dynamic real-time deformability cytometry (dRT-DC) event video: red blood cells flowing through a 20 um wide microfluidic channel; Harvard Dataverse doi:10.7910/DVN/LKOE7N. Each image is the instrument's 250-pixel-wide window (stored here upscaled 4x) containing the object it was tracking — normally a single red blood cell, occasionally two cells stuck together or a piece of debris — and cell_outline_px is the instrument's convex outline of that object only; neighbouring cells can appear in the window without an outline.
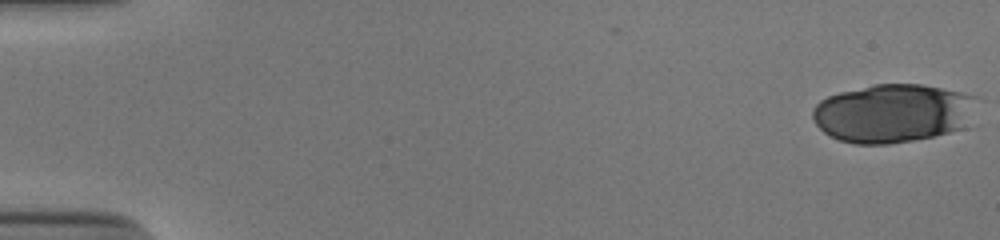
{"species": "human", "species_latin": "Homo sapiens", "temperature_condition": "cold", "stored_images_in_passage": 53, "camera_frame_rate_fps": 3000, "um_per_image_px": 0.085, "donor": {"sex": "male"}, "frame": {"image": 1, "passage_image": 1, "time_ms": 0.0, "image_size_px": [1000, 240], "cell_outline_px": [[976, 96], [968, 128], [932, 136], [912, 140], [888, 144], [856, 144], [840, 140], [824, 132], [816, 124], [812, 116], [812, 108], [820, 100], [828, 96], [840, 92], [872, 84], [924, 84], [960, 92]], "centroid_in_image_um": [75.89, 9.62], "position_along_channel_um": 9.1, "area_um2": 56.18}}
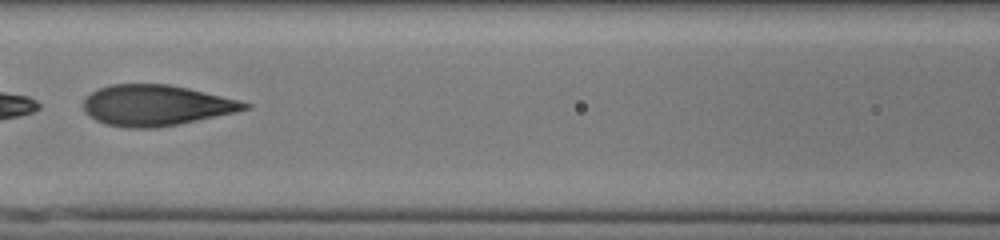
{"frame": {"image": 2, "passage_image": 26, "time_ms": 8.333, "image_size_px": [1000, 240], "cell_outline_px": [[252, 108], [236, 112], [156, 128], [128, 128], [108, 124], [96, 120], [84, 108], [84, 100], [92, 92], [100, 88], [112, 84], [168, 84], [188, 88], [240, 100], [252, 104]], "centroid_in_image_um": [13.31, 8.95], "position_along_channel_um": 153.3, "area_um2": 37.86}}
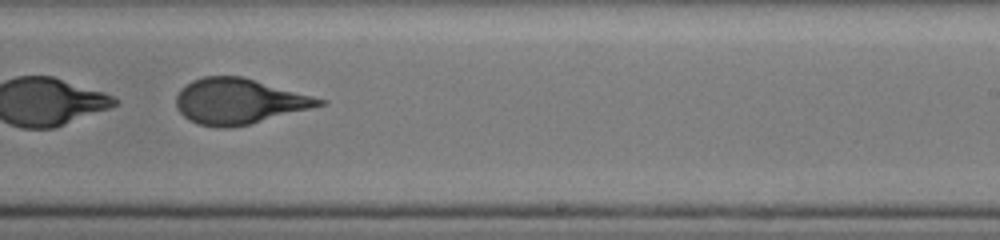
{"frame": {"image": 3, "passage_image": 35, "time_ms": 11.333, "image_size_px": [1000, 240], "cell_outline_px": [[328, 104], [248, 124], [228, 128], [216, 128], [196, 124], [188, 120], [176, 108], [176, 96], [180, 88], [192, 80], [204, 76], [240, 76], [328, 100]], "centroid_in_image_um": [20.28, 8.62], "position_along_channel_um": 268.7, "area_um2": 37.92}, "authors_computed_cell_mechanics": {"area_um2": 42.0206, "velocity_mm_per_s": 3.8572, "shape_relaxation_time_tau1_ms": 4.3697, "shape_relaxation_time_tau2_ms": 1.0949, "deformation_change_tau1": 0.1874, "deformation_change_tau2": 0.0882}}